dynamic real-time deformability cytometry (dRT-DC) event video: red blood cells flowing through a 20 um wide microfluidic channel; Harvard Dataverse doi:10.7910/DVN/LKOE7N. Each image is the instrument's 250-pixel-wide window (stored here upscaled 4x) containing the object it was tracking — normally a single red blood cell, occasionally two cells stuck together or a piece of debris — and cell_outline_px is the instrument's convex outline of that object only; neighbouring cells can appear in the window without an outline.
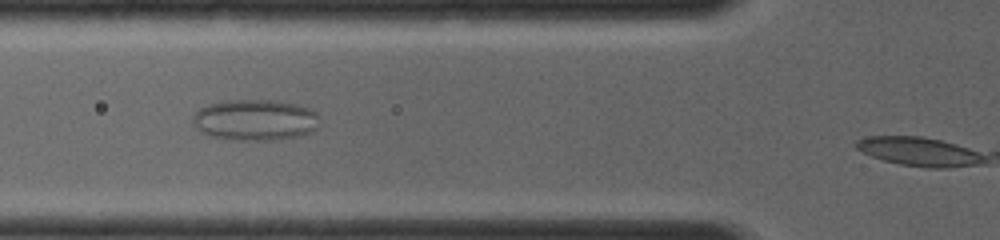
{"species": "common noctule bat (a hibernating species)", "species_latin": "Nyctalus noctula", "temperature_condition": "room temperature", "stored_images_in_passage": 35, "camera_frame_rate_fps": 4000, "um_per_image_px": 0.085, "animal": {"sex": "female", "body_mass_g": 19.0, "forearm_length_mm": 56.7}, "frame": {"image": 1, "passage_image": 20, "time_ms": 4.75, "image_size_px": [1000, 240], "cell_outline_px": [[320, 116], [316, 128], [312, 132], [300, 136], [268, 140], [240, 140], [208, 136], [200, 132], [192, 124], [192, 116], [200, 108], [208, 104], [224, 100], [268, 100], [296, 104], [312, 108]], "centroid_in_image_um": [21.67, 10.19], "position_along_channel_um": 104.1, "area_um2": 30.63}}